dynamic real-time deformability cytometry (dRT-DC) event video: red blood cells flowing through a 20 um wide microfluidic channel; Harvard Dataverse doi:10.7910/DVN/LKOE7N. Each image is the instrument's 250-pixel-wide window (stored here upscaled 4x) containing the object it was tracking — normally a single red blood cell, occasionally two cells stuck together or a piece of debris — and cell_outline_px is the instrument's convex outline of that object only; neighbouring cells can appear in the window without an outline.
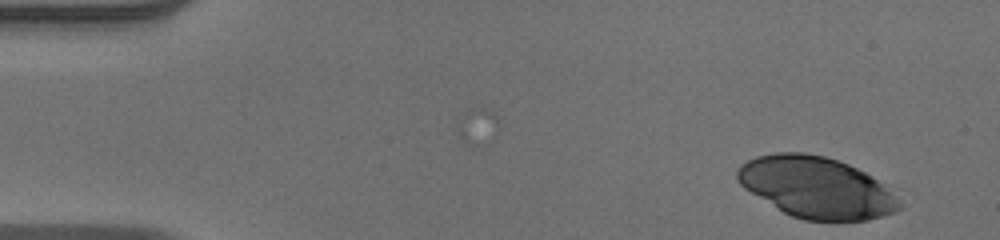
{"species": "human", "species_latin": "Homo sapiens", "temperature_condition": "warm", "stored_images_in_passage": 35, "camera_frame_rate_fps": 3000, "um_per_image_px": 0.085, "donor": {"sex": "male"}, "frame": {"image": 1, "passage_image": 1, "time_ms": 0.0, "image_size_px": [1000, 240], "cell_outline_px": [[900, 208], [896, 212], [868, 220], [804, 220], [792, 216], [784, 212], [744, 188], [736, 180], [736, 172], [740, 164], [756, 156], [776, 152], [804, 152], [824, 156], [848, 164], [900, 188]], "centroid_in_image_um": [69.5, 15.92], "position_along_channel_um": 15.5, "area_um2": 58.72}}